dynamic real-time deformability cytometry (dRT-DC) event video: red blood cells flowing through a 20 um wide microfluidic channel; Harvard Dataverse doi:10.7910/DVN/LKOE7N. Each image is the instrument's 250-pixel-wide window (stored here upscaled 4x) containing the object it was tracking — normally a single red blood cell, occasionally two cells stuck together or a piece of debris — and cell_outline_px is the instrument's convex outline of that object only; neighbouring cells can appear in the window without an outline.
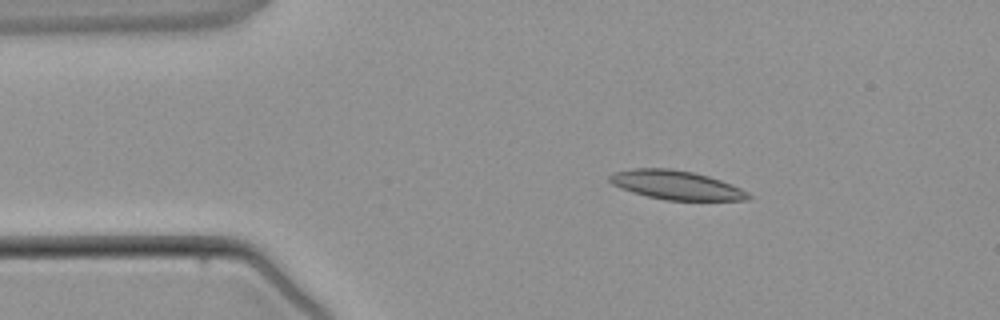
{"species": "common noctule bat (a hibernating species)", "species_latin": "Nyctalus noctula", "temperature_condition": "warm", "stored_images_in_passage": 2, "camera_frame_rate_fps": 3000, "um_per_image_px": 0.085, "animal": {"sex": "male", "body_mass_g": 21.5, "forearm_length_mm": 52.0}, "frame": {"image": 1, "passage_image": 1, "time_ms": 0.0, "image_size_px": [1000, 320], "cell_outline_px": [[752, 196], [748, 200], [664, 200], [632, 192], [620, 188], [612, 184], [608, 180], [608, 176], [612, 172], [632, 168], [672, 168], [692, 172], [708, 176], [732, 184], [748, 192]], "centroid_in_image_um": [57.44, 15.72], "position_along_channel_um": 27.6, "area_um2": 23.52}}